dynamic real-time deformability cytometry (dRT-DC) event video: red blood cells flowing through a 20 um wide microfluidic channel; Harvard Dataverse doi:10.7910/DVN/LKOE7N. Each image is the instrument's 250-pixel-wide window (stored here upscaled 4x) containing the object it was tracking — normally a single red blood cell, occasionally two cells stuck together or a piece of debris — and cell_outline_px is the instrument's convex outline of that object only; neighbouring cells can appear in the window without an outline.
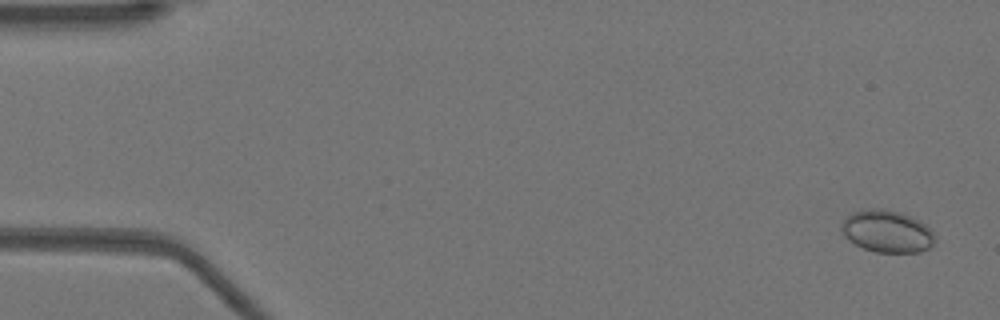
{"species": "Egyptian fruit bat (a non-hibernating species)", "species_latin": "Rousettus aegyptiacus", "temperature_condition": "warm", "stored_images_in_passage": 51, "camera_frame_rate_fps": 3000, "um_per_image_px": 0.085, "animal": {"sex": "female"}, "frame": {"image": 1, "passage_image": 1, "time_ms": 0.0, "image_size_px": [1000, 320], "cell_outline_px": [[936, 240], [928, 248], [920, 252], [876, 252], [864, 248], [848, 240], [844, 236], [840, 228], [840, 224], [852, 212], [872, 208], [884, 208], [900, 212], [920, 220], [932, 232]], "centroid_in_image_um": [75.38, 19.65], "position_along_channel_um": 9.6, "area_um2": 22.95}}
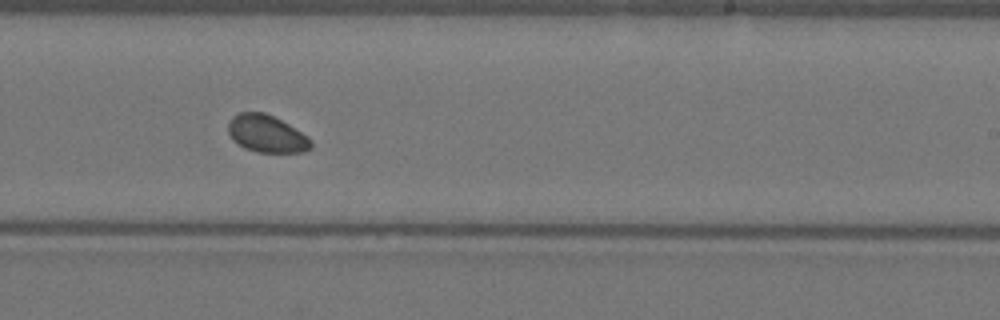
{"frame": {"image": 2, "passage_image": 31, "time_ms": 10.0, "image_size_px": [1000, 320], "cell_outline_px": [[312, 148], [304, 152], [256, 152], [244, 148], [232, 140], [228, 132], [228, 124], [232, 116], [240, 112], [264, 112], [288, 124], [308, 136], [312, 140]], "centroid_in_image_um": [22.66, 11.38], "position_along_channel_um": 266.3, "area_um2": 18.09}}
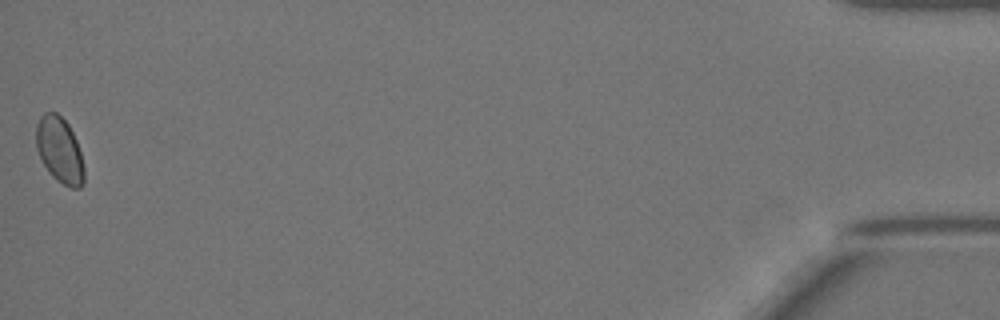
{"frame": {"image": 3, "passage_image": 51, "time_ms": 16.667, "image_size_px": [1000, 320], "cell_outline_px": [[84, 184], [80, 188], [72, 188], [56, 180], [52, 176], [40, 160], [36, 148], [36, 124], [40, 116], [44, 112], [56, 112], [68, 124], [76, 140], [80, 152], [84, 168]], "centroid_in_image_um": [5.05, 12.76], "position_along_channel_um": 430.2, "area_um2": 18.5}, "authors_computed_cell_mechanics": {"area_um2": 18.496, "velocity_mm_per_s": 3.8985, "shape_relaxation_time_tau1_ms": null, "shape_relaxation_time_tau2_ms": 10.4082, "deformation_change_tau1": null, "deformation_change_tau2": 0.0796}}